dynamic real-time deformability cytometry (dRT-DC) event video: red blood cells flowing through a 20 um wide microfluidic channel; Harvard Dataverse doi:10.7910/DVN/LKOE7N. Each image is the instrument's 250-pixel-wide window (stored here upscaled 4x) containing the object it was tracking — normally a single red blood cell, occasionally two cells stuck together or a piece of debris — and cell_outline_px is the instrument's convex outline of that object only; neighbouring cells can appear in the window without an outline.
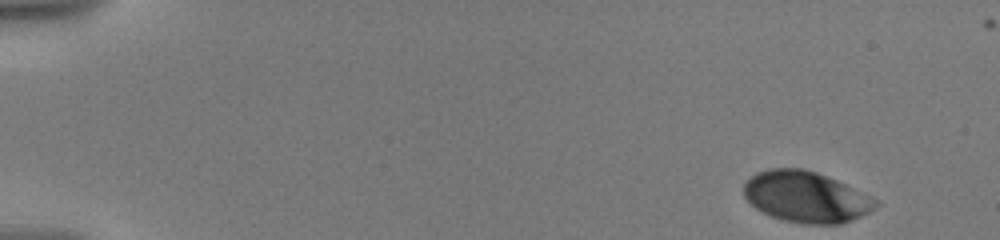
{"species": "human", "species_latin": "Homo sapiens", "temperature_condition": "warm", "stored_images_in_passage": 20, "camera_frame_rate_fps": 3000, "um_per_image_px": 0.085, "donor": {"sex": "male"}, "frame": {"image": 1, "passage_image": 1, "time_ms": 0.0, "image_size_px": [1000, 240], "cell_outline_px": [[880, 204], [876, 208], [852, 220], [840, 224], [800, 224], [784, 220], [772, 216], [756, 208], [744, 196], [744, 180], [756, 172], [768, 168], [804, 168], [816, 172], [836, 180], [876, 200]], "centroid_in_image_um": [68.47, 16.73], "position_along_channel_um": 16.5, "area_um2": 39.02}}
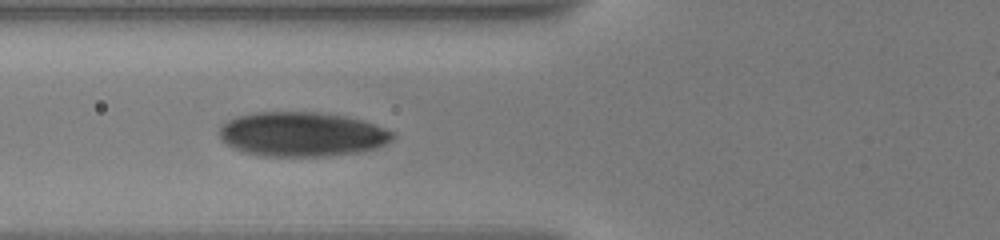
{"frame": {"image": 2, "passage_image": 17, "time_ms": 6.333, "image_size_px": [1000, 240], "cell_outline_px": [[396, 136], [392, 140], [376, 148], [360, 152], [328, 156], [256, 156], [244, 152], [228, 144], [220, 136], [220, 124], [236, 116], [252, 112], [320, 112], [348, 116], [396, 132]], "centroid_in_image_um": [25.68, 11.41], "position_along_channel_um": 100.1, "area_um2": 45.14}}
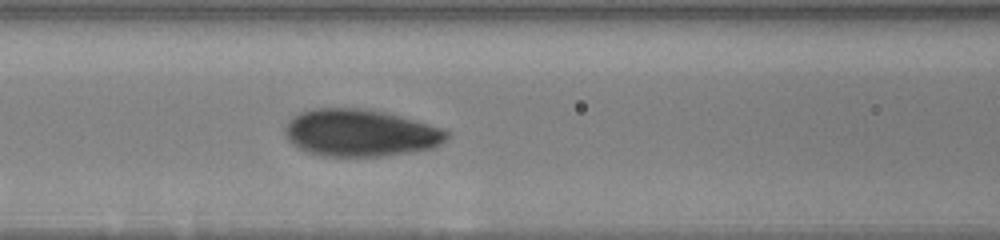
{"frame": {"image": 3, "passage_image": 20, "time_ms": 7.333, "image_size_px": [1000, 240], "cell_outline_px": [[452, 132], [440, 144], [432, 148], [384, 156], [320, 156], [308, 152], [292, 144], [284, 136], [284, 128], [288, 120], [292, 116], [300, 112], [312, 108], [368, 108], [448, 128]], "centroid_in_image_um": [30.63, 11.28], "position_along_channel_um": 136.0, "area_um2": 45.03}}